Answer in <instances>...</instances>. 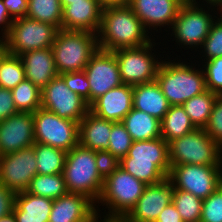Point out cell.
<instances>
[{
	"label": "cell",
	"instance_id": "cell-1",
	"mask_svg": "<svg viewBox=\"0 0 222 222\" xmlns=\"http://www.w3.org/2000/svg\"><path fill=\"white\" fill-rule=\"evenodd\" d=\"M149 33L129 5L105 7L97 33L98 47L112 52L141 47L155 40Z\"/></svg>",
	"mask_w": 222,
	"mask_h": 222
},
{
	"label": "cell",
	"instance_id": "cell-2",
	"mask_svg": "<svg viewBox=\"0 0 222 222\" xmlns=\"http://www.w3.org/2000/svg\"><path fill=\"white\" fill-rule=\"evenodd\" d=\"M120 167L146 185L160 183L171 169L168 143L162 137L133 141L128 154L120 160Z\"/></svg>",
	"mask_w": 222,
	"mask_h": 222
},
{
	"label": "cell",
	"instance_id": "cell-3",
	"mask_svg": "<svg viewBox=\"0 0 222 222\" xmlns=\"http://www.w3.org/2000/svg\"><path fill=\"white\" fill-rule=\"evenodd\" d=\"M168 58L159 66L156 81L170 105H182L207 90L204 70ZM174 61V62H173Z\"/></svg>",
	"mask_w": 222,
	"mask_h": 222
},
{
	"label": "cell",
	"instance_id": "cell-4",
	"mask_svg": "<svg viewBox=\"0 0 222 222\" xmlns=\"http://www.w3.org/2000/svg\"><path fill=\"white\" fill-rule=\"evenodd\" d=\"M68 193L87 196L95 204L98 201L104 180L98 173L95 151L80 144L67 152L62 172Z\"/></svg>",
	"mask_w": 222,
	"mask_h": 222
},
{
	"label": "cell",
	"instance_id": "cell-5",
	"mask_svg": "<svg viewBox=\"0 0 222 222\" xmlns=\"http://www.w3.org/2000/svg\"><path fill=\"white\" fill-rule=\"evenodd\" d=\"M147 185L135 178L122 167L116 169L109 177L104 180L102 193L96 202L98 207L106 206L108 212L106 217L111 220H122L136 205L142 196ZM108 213V214H107Z\"/></svg>",
	"mask_w": 222,
	"mask_h": 222
},
{
	"label": "cell",
	"instance_id": "cell-6",
	"mask_svg": "<svg viewBox=\"0 0 222 222\" xmlns=\"http://www.w3.org/2000/svg\"><path fill=\"white\" fill-rule=\"evenodd\" d=\"M51 48L59 75L82 71L99 49L97 34L59 29Z\"/></svg>",
	"mask_w": 222,
	"mask_h": 222
},
{
	"label": "cell",
	"instance_id": "cell-7",
	"mask_svg": "<svg viewBox=\"0 0 222 222\" xmlns=\"http://www.w3.org/2000/svg\"><path fill=\"white\" fill-rule=\"evenodd\" d=\"M200 5L191 3L189 1H185L179 11L176 19L174 20L173 26L171 28L172 34L170 36L173 38L175 37V42L182 47L187 49L191 48L197 52L199 47L203 45L206 37L209 34L211 24L217 16L214 14H221L219 8L214 6L207 5V9ZM204 7V8H203ZM212 7V8H211ZM214 12L215 9L217 10L216 13L210 14ZM214 9V11H213ZM215 19H214V18Z\"/></svg>",
	"mask_w": 222,
	"mask_h": 222
},
{
	"label": "cell",
	"instance_id": "cell-8",
	"mask_svg": "<svg viewBox=\"0 0 222 222\" xmlns=\"http://www.w3.org/2000/svg\"><path fill=\"white\" fill-rule=\"evenodd\" d=\"M168 151L170 165H222V148L204 128L170 141Z\"/></svg>",
	"mask_w": 222,
	"mask_h": 222
},
{
	"label": "cell",
	"instance_id": "cell-9",
	"mask_svg": "<svg viewBox=\"0 0 222 222\" xmlns=\"http://www.w3.org/2000/svg\"><path fill=\"white\" fill-rule=\"evenodd\" d=\"M58 30L52 24L24 17L14 20L2 40L8 53L20 56L28 51L51 48Z\"/></svg>",
	"mask_w": 222,
	"mask_h": 222
},
{
	"label": "cell",
	"instance_id": "cell-10",
	"mask_svg": "<svg viewBox=\"0 0 222 222\" xmlns=\"http://www.w3.org/2000/svg\"><path fill=\"white\" fill-rule=\"evenodd\" d=\"M155 44L151 41L141 47L122 48L113 51L119 65L123 84L134 86L152 82L156 79L163 59L158 60V55L153 49L156 46ZM152 51L154 52L152 53Z\"/></svg>",
	"mask_w": 222,
	"mask_h": 222
},
{
	"label": "cell",
	"instance_id": "cell-11",
	"mask_svg": "<svg viewBox=\"0 0 222 222\" xmlns=\"http://www.w3.org/2000/svg\"><path fill=\"white\" fill-rule=\"evenodd\" d=\"M34 139L66 152L79 144V122L61 118L40 107L33 113Z\"/></svg>",
	"mask_w": 222,
	"mask_h": 222
},
{
	"label": "cell",
	"instance_id": "cell-12",
	"mask_svg": "<svg viewBox=\"0 0 222 222\" xmlns=\"http://www.w3.org/2000/svg\"><path fill=\"white\" fill-rule=\"evenodd\" d=\"M167 178L174 189L190 192L204 200L222 184V165H171Z\"/></svg>",
	"mask_w": 222,
	"mask_h": 222
},
{
	"label": "cell",
	"instance_id": "cell-13",
	"mask_svg": "<svg viewBox=\"0 0 222 222\" xmlns=\"http://www.w3.org/2000/svg\"><path fill=\"white\" fill-rule=\"evenodd\" d=\"M41 107L76 122H80L89 112L87 101L71 91L60 76L41 90Z\"/></svg>",
	"mask_w": 222,
	"mask_h": 222
},
{
	"label": "cell",
	"instance_id": "cell-14",
	"mask_svg": "<svg viewBox=\"0 0 222 222\" xmlns=\"http://www.w3.org/2000/svg\"><path fill=\"white\" fill-rule=\"evenodd\" d=\"M37 174L34 145L0 156V183L15 194L26 191Z\"/></svg>",
	"mask_w": 222,
	"mask_h": 222
},
{
	"label": "cell",
	"instance_id": "cell-15",
	"mask_svg": "<svg viewBox=\"0 0 222 222\" xmlns=\"http://www.w3.org/2000/svg\"><path fill=\"white\" fill-rule=\"evenodd\" d=\"M84 71L90 86L89 105L112 88L123 84L119 65L112 51L99 48L90 58Z\"/></svg>",
	"mask_w": 222,
	"mask_h": 222
},
{
	"label": "cell",
	"instance_id": "cell-16",
	"mask_svg": "<svg viewBox=\"0 0 222 222\" xmlns=\"http://www.w3.org/2000/svg\"><path fill=\"white\" fill-rule=\"evenodd\" d=\"M173 184L166 178L160 183L147 185L142 196L122 222H155L162 210L172 202Z\"/></svg>",
	"mask_w": 222,
	"mask_h": 222
},
{
	"label": "cell",
	"instance_id": "cell-17",
	"mask_svg": "<svg viewBox=\"0 0 222 222\" xmlns=\"http://www.w3.org/2000/svg\"><path fill=\"white\" fill-rule=\"evenodd\" d=\"M34 143L33 113L18 112L0 122V156L32 147Z\"/></svg>",
	"mask_w": 222,
	"mask_h": 222
},
{
	"label": "cell",
	"instance_id": "cell-18",
	"mask_svg": "<svg viewBox=\"0 0 222 222\" xmlns=\"http://www.w3.org/2000/svg\"><path fill=\"white\" fill-rule=\"evenodd\" d=\"M185 1L187 0H131L129 6L147 31L158 27L161 30L162 27H167L170 31Z\"/></svg>",
	"mask_w": 222,
	"mask_h": 222
},
{
	"label": "cell",
	"instance_id": "cell-19",
	"mask_svg": "<svg viewBox=\"0 0 222 222\" xmlns=\"http://www.w3.org/2000/svg\"><path fill=\"white\" fill-rule=\"evenodd\" d=\"M133 109V86L121 84L101 95L89 105L96 116L113 122H121Z\"/></svg>",
	"mask_w": 222,
	"mask_h": 222
},
{
	"label": "cell",
	"instance_id": "cell-20",
	"mask_svg": "<svg viewBox=\"0 0 222 222\" xmlns=\"http://www.w3.org/2000/svg\"><path fill=\"white\" fill-rule=\"evenodd\" d=\"M102 10L100 0L72 2L63 8L62 29L97 34L101 25Z\"/></svg>",
	"mask_w": 222,
	"mask_h": 222
},
{
	"label": "cell",
	"instance_id": "cell-21",
	"mask_svg": "<svg viewBox=\"0 0 222 222\" xmlns=\"http://www.w3.org/2000/svg\"><path fill=\"white\" fill-rule=\"evenodd\" d=\"M95 205L85 195L67 193L53 200L49 222H83L96 211Z\"/></svg>",
	"mask_w": 222,
	"mask_h": 222
},
{
	"label": "cell",
	"instance_id": "cell-22",
	"mask_svg": "<svg viewBox=\"0 0 222 222\" xmlns=\"http://www.w3.org/2000/svg\"><path fill=\"white\" fill-rule=\"evenodd\" d=\"M25 68V79L42 90L52 79L59 76L52 48L38 49L20 55Z\"/></svg>",
	"mask_w": 222,
	"mask_h": 222
},
{
	"label": "cell",
	"instance_id": "cell-23",
	"mask_svg": "<svg viewBox=\"0 0 222 222\" xmlns=\"http://www.w3.org/2000/svg\"><path fill=\"white\" fill-rule=\"evenodd\" d=\"M114 123L89 111L79 122V144L93 151H107L110 146L109 137Z\"/></svg>",
	"mask_w": 222,
	"mask_h": 222
},
{
	"label": "cell",
	"instance_id": "cell-24",
	"mask_svg": "<svg viewBox=\"0 0 222 222\" xmlns=\"http://www.w3.org/2000/svg\"><path fill=\"white\" fill-rule=\"evenodd\" d=\"M170 106L156 80L133 86V108L161 121Z\"/></svg>",
	"mask_w": 222,
	"mask_h": 222
},
{
	"label": "cell",
	"instance_id": "cell-25",
	"mask_svg": "<svg viewBox=\"0 0 222 222\" xmlns=\"http://www.w3.org/2000/svg\"><path fill=\"white\" fill-rule=\"evenodd\" d=\"M53 200L26 191L15 194L12 213L17 222H49Z\"/></svg>",
	"mask_w": 222,
	"mask_h": 222
},
{
	"label": "cell",
	"instance_id": "cell-26",
	"mask_svg": "<svg viewBox=\"0 0 222 222\" xmlns=\"http://www.w3.org/2000/svg\"><path fill=\"white\" fill-rule=\"evenodd\" d=\"M133 141H146L161 137L160 120L133 108L121 121Z\"/></svg>",
	"mask_w": 222,
	"mask_h": 222
},
{
	"label": "cell",
	"instance_id": "cell-27",
	"mask_svg": "<svg viewBox=\"0 0 222 222\" xmlns=\"http://www.w3.org/2000/svg\"><path fill=\"white\" fill-rule=\"evenodd\" d=\"M160 123L161 137L167 143L196 129L182 105H171Z\"/></svg>",
	"mask_w": 222,
	"mask_h": 222
},
{
	"label": "cell",
	"instance_id": "cell-28",
	"mask_svg": "<svg viewBox=\"0 0 222 222\" xmlns=\"http://www.w3.org/2000/svg\"><path fill=\"white\" fill-rule=\"evenodd\" d=\"M38 174H59L64 170L67 152L47 144L34 143Z\"/></svg>",
	"mask_w": 222,
	"mask_h": 222
},
{
	"label": "cell",
	"instance_id": "cell-29",
	"mask_svg": "<svg viewBox=\"0 0 222 222\" xmlns=\"http://www.w3.org/2000/svg\"><path fill=\"white\" fill-rule=\"evenodd\" d=\"M26 192L52 200L68 193L62 173L37 174L32 178Z\"/></svg>",
	"mask_w": 222,
	"mask_h": 222
},
{
	"label": "cell",
	"instance_id": "cell-30",
	"mask_svg": "<svg viewBox=\"0 0 222 222\" xmlns=\"http://www.w3.org/2000/svg\"><path fill=\"white\" fill-rule=\"evenodd\" d=\"M63 8L60 0H28L26 17L62 29Z\"/></svg>",
	"mask_w": 222,
	"mask_h": 222
},
{
	"label": "cell",
	"instance_id": "cell-31",
	"mask_svg": "<svg viewBox=\"0 0 222 222\" xmlns=\"http://www.w3.org/2000/svg\"><path fill=\"white\" fill-rule=\"evenodd\" d=\"M216 97L217 94L206 90L182 104L196 128H204L207 125Z\"/></svg>",
	"mask_w": 222,
	"mask_h": 222
},
{
	"label": "cell",
	"instance_id": "cell-32",
	"mask_svg": "<svg viewBox=\"0 0 222 222\" xmlns=\"http://www.w3.org/2000/svg\"><path fill=\"white\" fill-rule=\"evenodd\" d=\"M11 93L18 112L34 113L41 107V90L28 79L21 81Z\"/></svg>",
	"mask_w": 222,
	"mask_h": 222
},
{
	"label": "cell",
	"instance_id": "cell-33",
	"mask_svg": "<svg viewBox=\"0 0 222 222\" xmlns=\"http://www.w3.org/2000/svg\"><path fill=\"white\" fill-rule=\"evenodd\" d=\"M25 79V68L20 56L6 52L0 62V87L12 90Z\"/></svg>",
	"mask_w": 222,
	"mask_h": 222
},
{
	"label": "cell",
	"instance_id": "cell-34",
	"mask_svg": "<svg viewBox=\"0 0 222 222\" xmlns=\"http://www.w3.org/2000/svg\"><path fill=\"white\" fill-rule=\"evenodd\" d=\"M172 203L180 213L183 222H200L203 200L190 192L174 189Z\"/></svg>",
	"mask_w": 222,
	"mask_h": 222
},
{
	"label": "cell",
	"instance_id": "cell-35",
	"mask_svg": "<svg viewBox=\"0 0 222 222\" xmlns=\"http://www.w3.org/2000/svg\"><path fill=\"white\" fill-rule=\"evenodd\" d=\"M211 24L210 31L199 52L202 53L203 61L222 56V14ZM204 55V56H203ZM206 59V60H205Z\"/></svg>",
	"mask_w": 222,
	"mask_h": 222
},
{
	"label": "cell",
	"instance_id": "cell-36",
	"mask_svg": "<svg viewBox=\"0 0 222 222\" xmlns=\"http://www.w3.org/2000/svg\"><path fill=\"white\" fill-rule=\"evenodd\" d=\"M109 151L120 160L128 154L133 140L122 122H115L109 137Z\"/></svg>",
	"mask_w": 222,
	"mask_h": 222
},
{
	"label": "cell",
	"instance_id": "cell-37",
	"mask_svg": "<svg viewBox=\"0 0 222 222\" xmlns=\"http://www.w3.org/2000/svg\"><path fill=\"white\" fill-rule=\"evenodd\" d=\"M202 66L207 90L222 95V56L204 61Z\"/></svg>",
	"mask_w": 222,
	"mask_h": 222
},
{
	"label": "cell",
	"instance_id": "cell-38",
	"mask_svg": "<svg viewBox=\"0 0 222 222\" xmlns=\"http://www.w3.org/2000/svg\"><path fill=\"white\" fill-rule=\"evenodd\" d=\"M200 222H222V184L203 200Z\"/></svg>",
	"mask_w": 222,
	"mask_h": 222
},
{
	"label": "cell",
	"instance_id": "cell-39",
	"mask_svg": "<svg viewBox=\"0 0 222 222\" xmlns=\"http://www.w3.org/2000/svg\"><path fill=\"white\" fill-rule=\"evenodd\" d=\"M204 130L222 148V95H217Z\"/></svg>",
	"mask_w": 222,
	"mask_h": 222
},
{
	"label": "cell",
	"instance_id": "cell-40",
	"mask_svg": "<svg viewBox=\"0 0 222 222\" xmlns=\"http://www.w3.org/2000/svg\"><path fill=\"white\" fill-rule=\"evenodd\" d=\"M59 76L64 80L71 91L82 97L89 104L90 86L84 70L63 73Z\"/></svg>",
	"mask_w": 222,
	"mask_h": 222
},
{
	"label": "cell",
	"instance_id": "cell-41",
	"mask_svg": "<svg viewBox=\"0 0 222 222\" xmlns=\"http://www.w3.org/2000/svg\"><path fill=\"white\" fill-rule=\"evenodd\" d=\"M95 161L98 173L103 180L120 167V159L106 150L95 151Z\"/></svg>",
	"mask_w": 222,
	"mask_h": 222
},
{
	"label": "cell",
	"instance_id": "cell-42",
	"mask_svg": "<svg viewBox=\"0 0 222 222\" xmlns=\"http://www.w3.org/2000/svg\"><path fill=\"white\" fill-rule=\"evenodd\" d=\"M18 113L10 89L0 87V122Z\"/></svg>",
	"mask_w": 222,
	"mask_h": 222
},
{
	"label": "cell",
	"instance_id": "cell-43",
	"mask_svg": "<svg viewBox=\"0 0 222 222\" xmlns=\"http://www.w3.org/2000/svg\"><path fill=\"white\" fill-rule=\"evenodd\" d=\"M15 204V193L0 183V219L10 215Z\"/></svg>",
	"mask_w": 222,
	"mask_h": 222
},
{
	"label": "cell",
	"instance_id": "cell-44",
	"mask_svg": "<svg viewBox=\"0 0 222 222\" xmlns=\"http://www.w3.org/2000/svg\"><path fill=\"white\" fill-rule=\"evenodd\" d=\"M3 2L13 20L26 17L28 0H3Z\"/></svg>",
	"mask_w": 222,
	"mask_h": 222
},
{
	"label": "cell",
	"instance_id": "cell-45",
	"mask_svg": "<svg viewBox=\"0 0 222 222\" xmlns=\"http://www.w3.org/2000/svg\"><path fill=\"white\" fill-rule=\"evenodd\" d=\"M155 222H183V220L180 213L171 202L162 210Z\"/></svg>",
	"mask_w": 222,
	"mask_h": 222
},
{
	"label": "cell",
	"instance_id": "cell-46",
	"mask_svg": "<svg viewBox=\"0 0 222 222\" xmlns=\"http://www.w3.org/2000/svg\"><path fill=\"white\" fill-rule=\"evenodd\" d=\"M13 22L14 20L9 15L3 0H0V30L2 33H0V35H2L0 36V39H3L9 33Z\"/></svg>",
	"mask_w": 222,
	"mask_h": 222
},
{
	"label": "cell",
	"instance_id": "cell-47",
	"mask_svg": "<svg viewBox=\"0 0 222 222\" xmlns=\"http://www.w3.org/2000/svg\"><path fill=\"white\" fill-rule=\"evenodd\" d=\"M103 8L110 6H128L131 0H100Z\"/></svg>",
	"mask_w": 222,
	"mask_h": 222
},
{
	"label": "cell",
	"instance_id": "cell-48",
	"mask_svg": "<svg viewBox=\"0 0 222 222\" xmlns=\"http://www.w3.org/2000/svg\"><path fill=\"white\" fill-rule=\"evenodd\" d=\"M100 211L101 210H96L90 217H88L83 222H113L114 221V220L107 218L105 215H103V217H102L101 214H99ZM101 217L103 219H101ZM99 218L101 221L99 220Z\"/></svg>",
	"mask_w": 222,
	"mask_h": 222
},
{
	"label": "cell",
	"instance_id": "cell-49",
	"mask_svg": "<svg viewBox=\"0 0 222 222\" xmlns=\"http://www.w3.org/2000/svg\"><path fill=\"white\" fill-rule=\"evenodd\" d=\"M187 1L194 3V4H198V5H200V3H201L200 1L198 2V0L197 1L196 0H187ZM203 1H205V2L202 5H205V7H206V5L214 6L219 9L222 7V0H203ZM206 2H207V4H206Z\"/></svg>",
	"mask_w": 222,
	"mask_h": 222
},
{
	"label": "cell",
	"instance_id": "cell-50",
	"mask_svg": "<svg viewBox=\"0 0 222 222\" xmlns=\"http://www.w3.org/2000/svg\"><path fill=\"white\" fill-rule=\"evenodd\" d=\"M0 222H17L13 213L0 219Z\"/></svg>",
	"mask_w": 222,
	"mask_h": 222
},
{
	"label": "cell",
	"instance_id": "cell-51",
	"mask_svg": "<svg viewBox=\"0 0 222 222\" xmlns=\"http://www.w3.org/2000/svg\"><path fill=\"white\" fill-rule=\"evenodd\" d=\"M6 48L5 45L3 43V40L0 39V62H1V57L6 53Z\"/></svg>",
	"mask_w": 222,
	"mask_h": 222
},
{
	"label": "cell",
	"instance_id": "cell-52",
	"mask_svg": "<svg viewBox=\"0 0 222 222\" xmlns=\"http://www.w3.org/2000/svg\"><path fill=\"white\" fill-rule=\"evenodd\" d=\"M77 1H84V0H60L62 8H64L67 5L72 4V2H77Z\"/></svg>",
	"mask_w": 222,
	"mask_h": 222
},
{
	"label": "cell",
	"instance_id": "cell-53",
	"mask_svg": "<svg viewBox=\"0 0 222 222\" xmlns=\"http://www.w3.org/2000/svg\"><path fill=\"white\" fill-rule=\"evenodd\" d=\"M113 222H122L121 220H114Z\"/></svg>",
	"mask_w": 222,
	"mask_h": 222
}]
</instances>
